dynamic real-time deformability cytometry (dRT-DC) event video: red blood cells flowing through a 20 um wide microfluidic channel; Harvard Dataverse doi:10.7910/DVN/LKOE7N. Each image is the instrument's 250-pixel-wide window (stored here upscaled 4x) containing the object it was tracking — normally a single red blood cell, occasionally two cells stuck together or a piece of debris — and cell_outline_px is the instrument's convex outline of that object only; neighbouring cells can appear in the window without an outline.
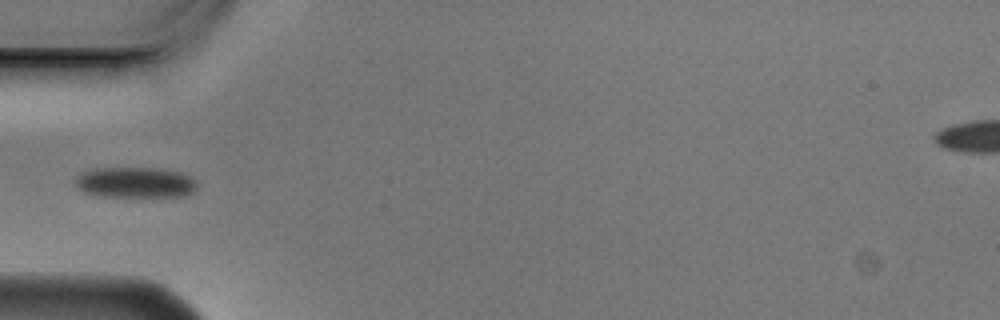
{"species": "Egyptian fruit bat (a non-hibernating species)", "species_latin": "Rousettus aegyptiacus", "temperature_condition": "cold", "stored_images_in_passage": 5, "camera_frame_rate_fps": 3000, "um_per_image_px": 0.085, "animal": {"sex": "male"}, "frame": {"image": 1, "passage_image": 5, "time_ms": 1.333, "image_size_px": [1000, 320], "cell_outline_px": [[196, 188], [192, 192], [184, 196], [100, 196], [84, 192], [76, 188], [76, 176], [80, 172], [92, 168], [156, 168], [180, 172], [192, 176], [196, 180]], "centroid_in_image_um": [11.47, 15.5], "position_along_channel_um": 73.5, "area_um2": 21.91}}